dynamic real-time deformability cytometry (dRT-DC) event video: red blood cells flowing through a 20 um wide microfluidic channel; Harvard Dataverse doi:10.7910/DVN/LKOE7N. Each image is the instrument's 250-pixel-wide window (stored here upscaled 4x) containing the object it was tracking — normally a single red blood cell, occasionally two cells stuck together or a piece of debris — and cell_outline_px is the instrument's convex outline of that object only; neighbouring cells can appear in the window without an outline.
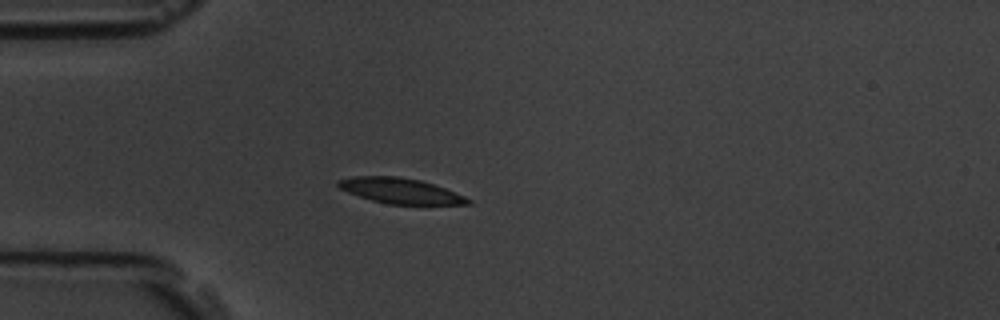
{"species": "common noctule bat (a hibernating species)", "species_latin": "Nyctalus noctula", "temperature_condition": "room temperature", "stored_images_in_passage": 4, "camera_frame_rate_fps": 3000, "um_per_image_px": 0.085, "animal": {"sex": "male", "body_mass_g": 19.5, "forearm_length_mm": 54.6}, "frame": {"image": 1, "passage_image": 4, "time_ms": 1.0, "image_size_px": [1000, 320], "cell_outline_px": [[472, 204], [388, 204], [372, 200], [348, 192], [340, 188], [336, 184], [336, 180], [352, 176], [400, 176], [420, 180], [444, 188], [464, 196], [472, 200]], "centroid_in_image_um": [34.0, 16.21], "position_along_channel_um": 51.0, "area_um2": 19.07}}